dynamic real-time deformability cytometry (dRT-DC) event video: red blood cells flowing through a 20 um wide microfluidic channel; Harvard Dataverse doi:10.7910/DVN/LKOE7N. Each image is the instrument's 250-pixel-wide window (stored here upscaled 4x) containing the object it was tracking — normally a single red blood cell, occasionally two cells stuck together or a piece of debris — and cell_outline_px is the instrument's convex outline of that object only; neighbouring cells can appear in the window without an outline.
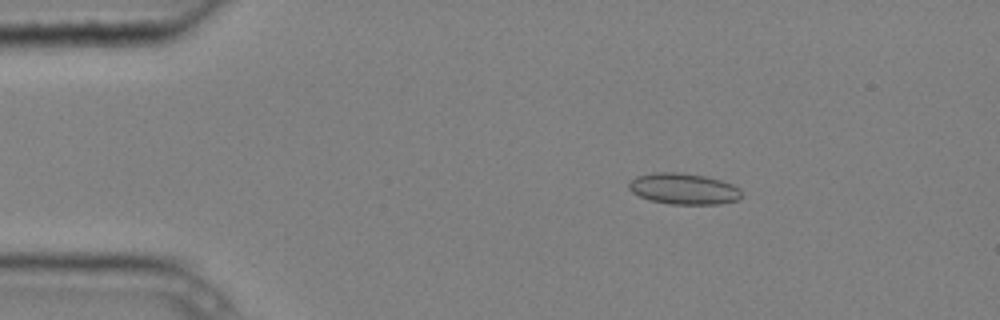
{"species": "common noctule bat (a hibernating species)", "species_latin": "Nyctalus noctula", "temperature_condition": "cold", "stored_images_in_passage": 5, "camera_frame_rate_fps": 3000, "um_per_image_px": 0.085, "animal": {"sex": "male", "body_mass_g": 20.4}, "frame": {"image": 1, "passage_image": 3, "time_ms": 0.667, "image_size_px": [1000, 320], "cell_outline_px": [[740, 196], [736, 200], [720, 204], [668, 204], [648, 200], [632, 192], [628, 188], [628, 184], [636, 176], [656, 172], [680, 172], [704, 176], [720, 180], [732, 184], [740, 188]], "centroid_in_image_um": [58.08, 16.05], "position_along_channel_um": 26.9, "area_um2": 20.4}}
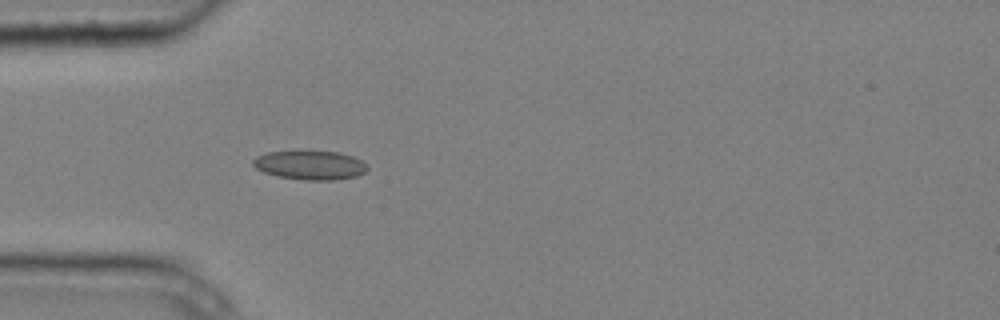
{"frame": {"image": 2, "passage_image": 5, "time_ms": 1.333, "image_size_px": [1000, 320], "cell_outline_px": [[368, 168], [364, 172], [356, 176], [336, 180], [304, 180], [276, 176], [264, 172], [256, 168], [252, 164], [252, 160], [256, 156], [268, 152], [296, 148], [308, 148], [340, 152], [352, 156], [360, 160]], "centroid_in_image_um": [26.3, 13.98], "position_along_channel_um": 58.7, "area_um2": 20.29}}